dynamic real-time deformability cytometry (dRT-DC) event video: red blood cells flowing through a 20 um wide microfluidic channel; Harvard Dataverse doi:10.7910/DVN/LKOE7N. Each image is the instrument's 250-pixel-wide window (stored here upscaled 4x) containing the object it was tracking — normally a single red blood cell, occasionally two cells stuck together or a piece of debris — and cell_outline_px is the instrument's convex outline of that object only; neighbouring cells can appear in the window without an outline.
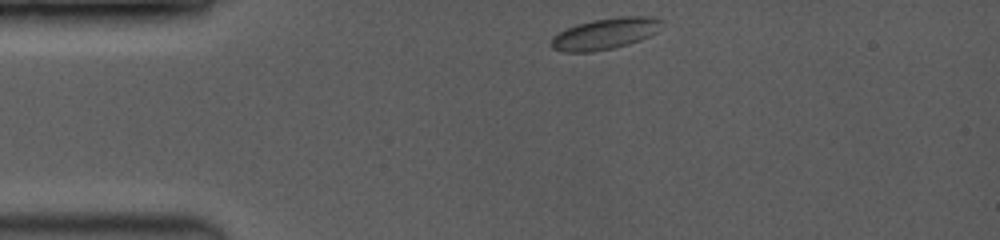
{"species": "common noctule bat (a hibernating species)", "species_latin": "Nyctalus noctula", "temperature_condition": "room temperature", "stored_images_in_passage": 17, "camera_frame_rate_fps": 3500, "um_per_image_px": 0.085, "animal": {"sex": "female", "body_mass_g": 19.0, "forearm_length_mm": 53.3}, "frame": {"image": 1, "passage_image": 1, "time_ms": 0.0, "image_size_px": [1000, 240], "cell_outline_px": [[660, 20], [656, 32], [640, 40], [628, 44], [612, 48], [592, 52], [564, 52], [552, 48], [552, 36], [568, 28], [580, 24], [596, 20], [620, 16], [644, 16]], "centroid_in_image_um": [51.39, 2.88], "position_along_channel_um": 33.6, "area_um2": 19.48}}
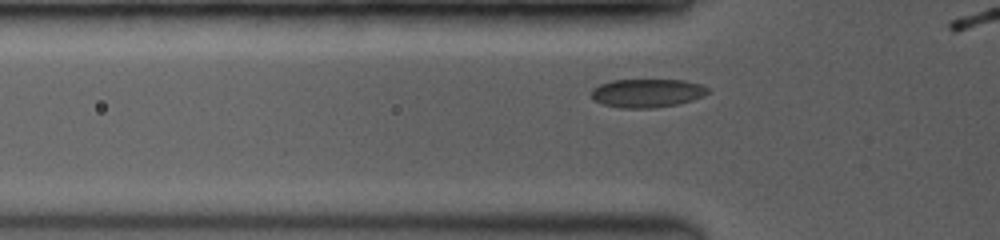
{"frame": {"image": 2, "passage_image": 12, "time_ms": 2.0, "image_size_px": [1000, 240], "cell_outline_px": [[712, 92], [704, 96], [680, 104], [652, 108], [620, 108], [604, 104], [596, 100], [592, 96], [592, 88], [600, 84], [612, 80], [684, 80], [700, 84], [708, 88]], "centroid_in_image_um": [55.06, 7.91], "position_along_channel_um": 70.7, "area_um2": 19.42}}